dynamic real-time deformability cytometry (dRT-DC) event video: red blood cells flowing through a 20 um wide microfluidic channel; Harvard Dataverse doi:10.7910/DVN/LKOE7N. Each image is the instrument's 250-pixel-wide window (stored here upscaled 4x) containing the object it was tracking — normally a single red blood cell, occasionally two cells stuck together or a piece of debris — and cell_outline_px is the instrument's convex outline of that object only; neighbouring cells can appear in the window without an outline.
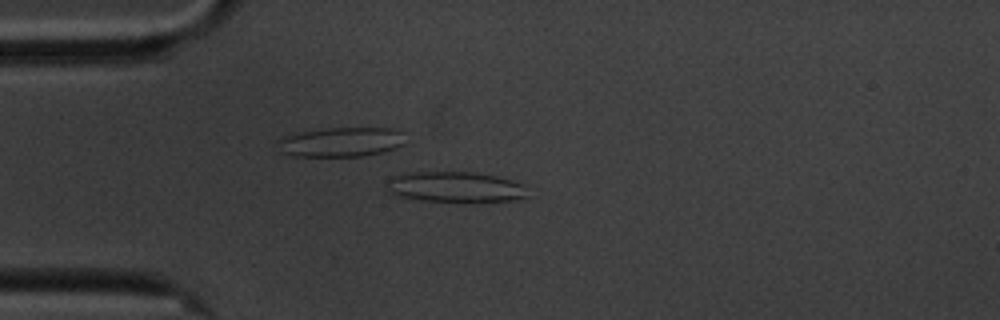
{"species": "common noctule bat (a hibernating species)", "species_latin": "Nyctalus noctula", "temperature_condition": "cold", "stored_images_in_passage": 58, "camera_frame_rate_fps": 3000, "um_per_image_px": 0.085, "animal": {"sex": "male", "body_mass_g": 20.1, "forearm_length_mm": 53.5}, "frame": {"image": 1, "passage_image": 14, "time_ms": 4.333, "image_size_px": [1000, 320], "cell_outline_px": [[528, 196], [516, 200], [464, 204], [420, 200], [400, 196], [388, 192], [388, 176], [408, 172], [472, 172], [496, 176], [512, 180], [520, 184]], "centroid_in_image_um": [38.67, 15.93], "position_along_channel_um": 46.3, "area_um2": 25.78}}
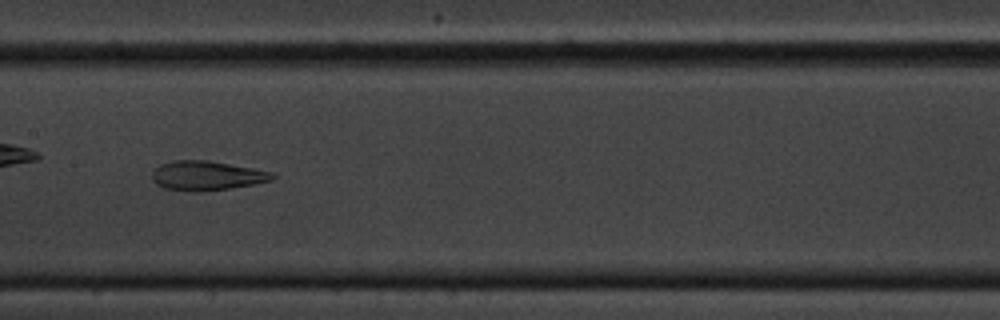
{"frame": {"image": 2, "passage_image": 28, "time_ms": 9.0, "image_size_px": [1000, 320], "cell_outline_px": [[276, 176], [272, 180], [252, 184], [228, 188], [200, 192], [192, 192], [164, 188], [156, 184], [152, 180], [152, 172], [160, 164], [172, 160], [208, 160], [252, 168], [272, 172]], "centroid_in_image_um": [17.53, 14.93], "position_along_channel_um": 189.9, "area_um2": 20.58}}
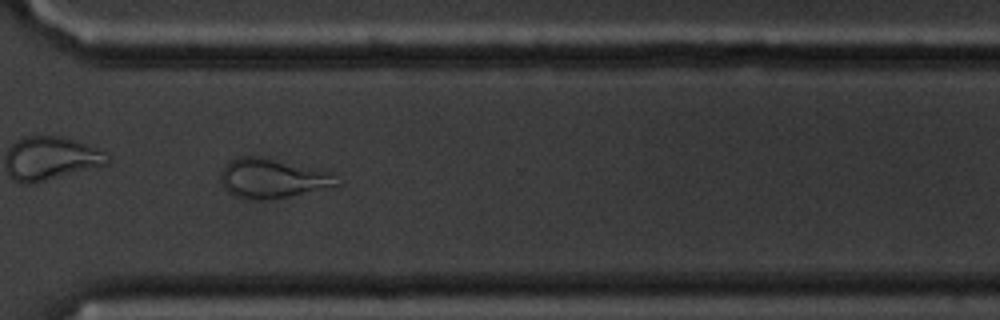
{"frame": {"image": 3, "passage_image": 42, "time_ms": 13.667, "image_size_px": [1000, 320], "cell_outline_px": [[340, 184], [288, 196], [236, 196], [228, 192], [224, 188], [220, 180], [220, 172], [228, 160], [236, 156], [248, 156], [312, 168], [328, 172]], "centroid_in_image_um": [23.04, 15.12], "position_along_channel_um": 347.6, "area_um2": 24.8}, "authors_computed_cell_mechanics": {"area_um2": 25.721, "velocity_mm_per_s": 3.3946, "shape_relaxation_time_tau1_ms": null, "shape_relaxation_time_tau2_ms": 2.1617, "deformation_change_tau1": null, "deformation_change_tau2": 0.1138}}